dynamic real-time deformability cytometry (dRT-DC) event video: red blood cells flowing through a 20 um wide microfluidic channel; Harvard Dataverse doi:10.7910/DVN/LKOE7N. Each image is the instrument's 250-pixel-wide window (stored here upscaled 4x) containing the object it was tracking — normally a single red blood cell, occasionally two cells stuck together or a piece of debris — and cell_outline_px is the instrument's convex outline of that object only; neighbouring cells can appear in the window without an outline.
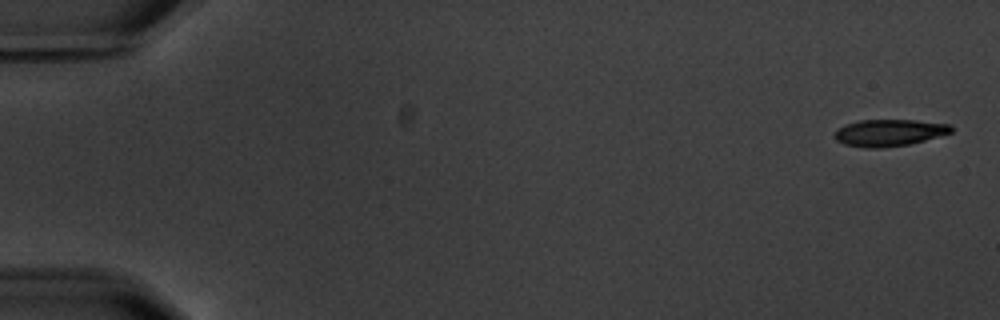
{"species": "common noctule bat (a hibernating species)", "species_latin": "Nyctalus noctula", "temperature_condition": "warm", "stored_images_in_passage": 15, "camera_frame_rate_fps": 3000, "um_per_image_px": 0.085, "animal": {"sex": "male", "body_mass_g": 20.1, "forearm_length_mm": 53.5}, "frame": {"image": 1, "passage_image": 1, "time_ms": 0.0, "image_size_px": [1000, 320], "cell_outline_px": [[952, 132], [924, 140], [908, 144], [884, 148], [864, 148], [844, 144], [836, 140], [836, 128], [844, 124], [860, 120], [916, 120], [952, 124]], "centroid_in_image_um": [75.56, 11.27], "position_along_channel_um": 9.4, "area_um2": 18.26}}
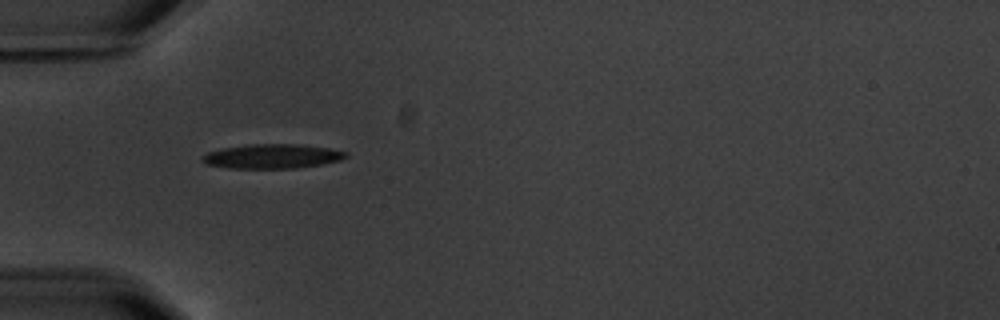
{"frame": {"image": 2, "passage_image": 5, "time_ms": 5.667, "image_size_px": [1000, 320], "cell_outline_px": [[348, 156], [340, 160], [320, 164], [296, 168], [228, 168], [208, 164], [200, 160], [200, 156], [208, 152], [220, 148], [248, 144], [296, 144], [328, 148], [348, 152]], "centroid_in_image_um": [23.09, 13.28], "position_along_channel_um": 61.9, "area_um2": 20.4}, "authors_computed_cell_mechanics": {"area_um2": 19.7676, "velocity_mm_per_s": 3.5313, "shape_relaxation_time_tau1_ms": 2.821, "shape_relaxation_time_tau2_ms": 3.0183, "deformation_change_tau1": 0.1392, "deformation_change_tau2": 0.1065}}